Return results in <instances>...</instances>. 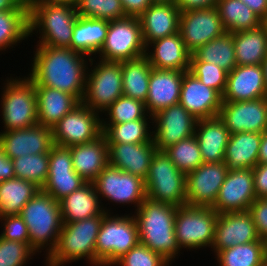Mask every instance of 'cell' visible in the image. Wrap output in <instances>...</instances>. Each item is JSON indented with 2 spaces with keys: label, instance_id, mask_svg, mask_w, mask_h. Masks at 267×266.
Masks as SVG:
<instances>
[{
  "label": "cell",
  "instance_id": "cell-1",
  "mask_svg": "<svg viewBox=\"0 0 267 266\" xmlns=\"http://www.w3.org/2000/svg\"><path fill=\"white\" fill-rule=\"evenodd\" d=\"M28 78L35 86H47L73 95L79 102L85 92L86 71L94 58H89L70 48L36 45Z\"/></svg>",
  "mask_w": 267,
  "mask_h": 266
},
{
  "label": "cell",
  "instance_id": "cell-2",
  "mask_svg": "<svg viewBox=\"0 0 267 266\" xmlns=\"http://www.w3.org/2000/svg\"><path fill=\"white\" fill-rule=\"evenodd\" d=\"M177 208L146 197L134 216L140 243L162 255L170 265L181 251L174 229Z\"/></svg>",
  "mask_w": 267,
  "mask_h": 266
},
{
  "label": "cell",
  "instance_id": "cell-3",
  "mask_svg": "<svg viewBox=\"0 0 267 266\" xmlns=\"http://www.w3.org/2000/svg\"><path fill=\"white\" fill-rule=\"evenodd\" d=\"M28 6L29 35L39 31L37 45L70 48L74 25L79 16L75 2L45 1L28 3Z\"/></svg>",
  "mask_w": 267,
  "mask_h": 266
},
{
  "label": "cell",
  "instance_id": "cell-4",
  "mask_svg": "<svg viewBox=\"0 0 267 266\" xmlns=\"http://www.w3.org/2000/svg\"><path fill=\"white\" fill-rule=\"evenodd\" d=\"M107 212L76 221L63 223L54 250L45 260L46 266H64L65 264L85 259L96 266L95 246L97 235Z\"/></svg>",
  "mask_w": 267,
  "mask_h": 266
},
{
  "label": "cell",
  "instance_id": "cell-5",
  "mask_svg": "<svg viewBox=\"0 0 267 266\" xmlns=\"http://www.w3.org/2000/svg\"><path fill=\"white\" fill-rule=\"evenodd\" d=\"M20 216L28 228L30 248L35 253H41L40 250L45 247L46 256H49L57 244L63 225L60 203L40 189L24 205Z\"/></svg>",
  "mask_w": 267,
  "mask_h": 266
},
{
  "label": "cell",
  "instance_id": "cell-6",
  "mask_svg": "<svg viewBox=\"0 0 267 266\" xmlns=\"http://www.w3.org/2000/svg\"><path fill=\"white\" fill-rule=\"evenodd\" d=\"M110 215V212L104 215L97 235L96 266H113L140 242L135 213L132 216Z\"/></svg>",
  "mask_w": 267,
  "mask_h": 266
},
{
  "label": "cell",
  "instance_id": "cell-7",
  "mask_svg": "<svg viewBox=\"0 0 267 266\" xmlns=\"http://www.w3.org/2000/svg\"><path fill=\"white\" fill-rule=\"evenodd\" d=\"M4 84L0 101L4 131L29 128L38 124L34 83L25 76L8 78Z\"/></svg>",
  "mask_w": 267,
  "mask_h": 266
},
{
  "label": "cell",
  "instance_id": "cell-8",
  "mask_svg": "<svg viewBox=\"0 0 267 266\" xmlns=\"http://www.w3.org/2000/svg\"><path fill=\"white\" fill-rule=\"evenodd\" d=\"M147 198L174 206L186 205V174L181 172L165 151H156L145 179Z\"/></svg>",
  "mask_w": 267,
  "mask_h": 266
},
{
  "label": "cell",
  "instance_id": "cell-9",
  "mask_svg": "<svg viewBox=\"0 0 267 266\" xmlns=\"http://www.w3.org/2000/svg\"><path fill=\"white\" fill-rule=\"evenodd\" d=\"M218 213L212 207L179 206L175 216V236L180 249L212 247Z\"/></svg>",
  "mask_w": 267,
  "mask_h": 266
},
{
  "label": "cell",
  "instance_id": "cell-10",
  "mask_svg": "<svg viewBox=\"0 0 267 266\" xmlns=\"http://www.w3.org/2000/svg\"><path fill=\"white\" fill-rule=\"evenodd\" d=\"M95 64L86 71L85 92L81 102L102 114L123 95L122 62L99 60Z\"/></svg>",
  "mask_w": 267,
  "mask_h": 266
},
{
  "label": "cell",
  "instance_id": "cell-11",
  "mask_svg": "<svg viewBox=\"0 0 267 266\" xmlns=\"http://www.w3.org/2000/svg\"><path fill=\"white\" fill-rule=\"evenodd\" d=\"M145 52L140 20L127 16L109 21L106 39L97 54L102 61L123 62L142 57Z\"/></svg>",
  "mask_w": 267,
  "mask_h": 266
},
{
  "label": "cell",
  "instance_id": "cell-12",
  "mask_svg": "<svg viewBox=\"0 0 267 266\" xmlns=\"http://www.w3.org/2000/svg\"><path fill=\"white\" fill-rule=\"evenodd\" d=\"M99 116L80 102L52 127L54 144L70 147L94 141L102 135Z\"/></svg>",
  "mask_w": 267,
  "mask_h": 266
},
{
  "label": "cell",
  "instance_id": "cell-13",
  "mask_svg": "<svg viewBox=\"0 0 267 266\" xmlns=\"http://www.w3.org/2000/svg\"><path fill=\"white\" fill-rule=\"evenodd\" d=\"M99 198L119 204H134L139 208L146 196L145 180L107 165L93 181Z\"/></svg>",
  "mask_w": 267,
  "mask_h": 266
},
{
  "label": "cell",
  "instance_id": "cell-14",
  "mask_svg": "<svg viewBox=\"0 0 267 266\" xmlns=\"http://www.w3.org/2000/svg\"><path fill=\"white\" fill-rule=\"evenodd\" d=\"M152 140L158 151L195 134L197 119L180 103L164 108L153 115Z\"/></svg>",
  "mask_w": 267,
  "mask_h": 266
},
{
  "label": "cell",
  "instance_id": "cell-15",
  "mask_svg": "<svg viewBox=\"0 0 267 266\" xmlns=\"http://www.w3.org/2000/svg\"><path fill=\"white\" fill-rule=\"evenodd\" d=\"M225 32L216 7L180 12L179 33L191 54Z\"/></svg>",
  "mask_w": 267,
  "mask_h": 266
},
{
  "label": "cell",
  "instance_id": "cell-16",
  "mask_svg": "<svg viewBox=\"0 0 267 266\" xmlns=\"http://www.w3.org/2000/svg\"><path fill=\"white\" fill-rule=\"evenodd\" d=\"M224 162L202 163L186 175V205L212 207L225 180Z\"/></svg>",
  "mask_w": 267,
  "mask_h": 266
},
{
  "label": "cell",
  "instance_id": "cell-17",
  "mask_svg": "<svg viewBox=\"0 0 267 266\" xmlns=\"http://www.w3.org/2000/svg\"><path fill=\"white\" fill-rule=\"evenodd\" d=\"M230 134L267 131V97L251 101H222L218 114Z\"/></svg>",
  "mask_w": 267,
  "mask_h": 266
},
{
  "label": "cell",
  "instance_id": "cell-18",
  "mask_svg": "<svg viewBox=\"0 0 267 266\" xmlns=\"http://www.w3.org/2000/svg\"><path fill=\"white\" fill-rule=\"evenodd\" d=\"M48 167L47 180L41 189L58 202L87 183L74 171L69 147L54 144L49 150Z\"/></svg>",
  "mask_w": 267,
  "mask_h": 266
},
{
  "label": "cell",
  "instance_id": "cell-19",
  "mask_svg": "<svg viewBox=\"0 0 267 266\" xmlns=\"http://www.w3.org/2000/svg\"><path fill=\"white\" fill-rule=\"evenodd\" d=\"M256 199L252 169L228 170L212 208L218 214L248 211Z\"/></svg>",
  "mask_w": 267,
  "mask_h": 266
},
{
  "label": "cell",
  "instance_id": "cell-20",
  "mask_svg": "<svg viewBox=\"0 0 267 266\" xmlns=\"http://www.w3.org/2000/svg\"><path fill=\"white\" fill-rule=\"evenodd\" d=\"M252 241L262 240L248 211L218 214L214 243L211 247L214 255L220 250Z\"/></svg>",
  "mask_w": 267,
  "mask_h": 266
},
{
  "label": "cell",
  "instance_id": "cell-21",
  "mask_svg": "<svg viewBox=\"0 0 267 266\" xmlns=\"http://www.w3.org/2000/svg\"><path fill=\"white\" fill-rule=\"evenodd\" d=\"M4 154L11 159L29 154L49 153L54 145L52 128L36 124L29 128L0 132Z\"/></svg>",
  "mask_w": 267,
  "mask_h": 266
},
{
  "label": "cell",
  "instance_id": "cell-22",
  "mask_svg": "<svg viewBox=\"0 0 267 266\" xmlns=\"http://www.w3.org/2000/svg\"><path fill=\"white\" fill-rule=\"evenodd\" d=\"M179 103L197 120L206 119L218 116L222 96L188 70L184 72Z\"/></svg>",
  "mask_w": 267,
  "mask_h": 266
},
{
  "label": "cell",
  "instance_id": "cell-23",
  "mask_svg": "<svg viewBox=\"0 0 267 266\" xmlns=\"http://www.w3.org/2000/svg\"><path fill=\"white\" fill-rule=\"evenodd\" d=\"M266 96L261 65L236 66L227 75L222 101H251Z\"/></svg>",
  "mask_w": 267,
  "mask_h": 266
},
{
  "label": "cell",
  "instance_id": "cell-24",
  "mask_svg": "<svg viewBox=\"0 0 267 266\" xmlns=\"http://www.w3.org/2000/svg\"><path fill=\"white\" fill-rule=\"evenodd\" d=\"M185 71L152 68L145 107L149 115L178 104Z\"/></svg>",
  "mask_w": 267,
  "mask_h": 266
},
{
  "label": "cell",
  "instance_id": "cell-25",
  "mask_svg": "<svg viewBox=\"0 0 267 266\" xmlns=\"http://www.w3.org/2000/svg\"><path fill=\"white\" fill-rule=\"evenodd\" d=\"M109 165L146 179L152 158L157 151L153 142L107 143Z\"/></svg>",
  "mask_w": 267,
  "mask_h": 266
},
{
  "label": "cell",
  "instance_id": "cell-26",
  "mask_svg": "<svg viewBox=\"0 0 267 266\" xmlns=\"http://www.w3.org/2000/svg\"><path fill=\"white\" fill-rule=\"evenodd\" d=\"M150 46L153 47L152 51ZM145 56L155 69L179 71L190 69L191 53L186 49L179 32L149 43Z\"/></svg>",
  "mask_w": 267,
  "mask_h": 266
},
{
  "label": "cell",
  "instance_id": "cell-27",
  "mask_svg": "<svg viewBox=\"0 0 267 266\" xmlns=\"http://www.w3.org/2000/svg\"><path fill=\"white\" fill-rule=\"evenodd\" d=\"M180 9L176 3H152L138 18L145 46L179 32Z\"/></svg>",
  "mask_w": 267,
  "mask_h": 266
},
{
  "label": "cell",
  "instance_id": "cell-28",
  "mask_svg": "<svg viewBox=\"0 0 267 266\" xmlns=\"http://www.w3.org/2000/svg\"><path fill=\"white\" fill-rule=\"evenodd\" d=\"M69 148L73 169L86 182H93L109 164L108 145L103 134L94 141Z\"/></svg>",
  "mask_w": 267,
  "mask_h": 266
},
{
  "label": "cell",
  "instance_id": "cell-29",
  "mask_svg": "<svg viewBox=\"0 0 267 266\" xmlns=\"http://www.w3.org/2000/svg\"><path fill=\"white\" fill-rule=\"evenodd\" d=\"M194 135L203 163L224 162L230 132L219 116L197 120Z\"/></svg>",
  "mask_w": 267,
  "mask_h": 266
},
{
  "label": "cell",
  "instance_id": "cell-30",
  "mask_svg": "<svg viewBox=\"0 0 267 266\" xmlns=\"http://www.w3.org/2000/svg\"><path fill=\"white\" fill-rule=\"evenodd\" d=\"M101 201L93 182H87L59 201L63 223L91 218L104 211L109 213L110 210L105 209Z\"/></svg>",
  "mask_w": 267,
  "mask_h": 266
},
{
  "label": "cell",
  "instance_id": "cell-31",
  "mask_svg": "<svg viewBox=\"0 0 267 266\" xmlns=\"http://www.w3.org/2000/svg\"><path fill=\"white\" fill-rule=\"evenodd\" d=\"M38 124L52 128L80 102L71 94L47 86H35Z\"/></svg>",
  "mask_w": 267,
  "mask_h": 266
},
{
  "label": "cell",
  "instance_id": "cell-32",
  "mask_svg": "<svg viewBox=\"0 0 267 266\" xmlns=\"http://www.w3.org/2000/svg\"><path fill=\"white\" fill-rule=\"evenodd\" d=\"M262 133L240 132L230 134L224 163L228 170L253 169L258 164Z\"/></svg>",
  "mask_w": 267,
  "mask_h": 266
},
{
  "label": "cell",
  "instance_id": "cell-33",
  "mask_svg": "<svg viewBox=\"0 0 267 266\" xmlns=\"http://www.w3.org/2000/svg\"><path fill=\"white\" fill-rule=\"evenodd\" d=\"M108 20L78 16L73 29L70 49L88 58L97 55L107 36Z\"/></svg>",
  "mask_w": 267,
  "mask_h": 266
},
{
  "label": "cell",
  "instance_id": "cell-34",
  "mask_svg": "<svg viewBox=\"0 0 267 266\" xmlns=\"http://www.w3.org/2000/svg\"><path fill=\"white\" fill-rule=\"evenodd\" d=\"M237 66L261 65L267 56V33L259 27L247 31L233 32Z\"/></svg>",
  "mask_w": 267,
  "mask_h": 266
},
{
  "label": "cell",
  "instance_id": "cell-35",
  "mask_svg": "<svg viewBox=\"0 0 267 266\" xmlns=\"http://www.w3.org/2000/svg\"><path fill=\"white\" fill-rule=\"evenodd\" d=\"M190 61L213 63L231 72L237 66L232 33L226 31L199 47L191 54Z\"/></svg>",
  "mask_w": 267,
  "mask_h": 266
},
{
  "label": "cell",
  "instance_id": "cell-36",
  "mask_svg": "<svg viewBox=\"0 0 267 266\" xmlns=\"http://www.w3.org/2000/svg\"><path fill=\"white\" fill-rule=\"evenodd\" d=\"M40 188L33 182L12 178L0 183V217L20 215L24 205Z\"/></svg>",
  "mask_w": 267,
  "mask_h": 266
},
{
  "label": "cell",
  "instance_id": "cell-37",
  "mask_svg": "<svg viewBox=\"0 0 267 266\" xmlns=\"http://www.w3.org/2000/svg\"><path fill=\"white\" fill-rule=\"evenodd\" d=\"M215 7L227 32L247 31L262 25V19L240 0H218Z\"/></svg>",
  "mask_w": 267,
  "mask_h": 266
},
{
  "label": "cell",
  "instance_id": "cell-38",
  "mask_svg": "<svg viewBox=\"0 0 267 266\" xmlns=\"http://www.w3.org/2000/svg\"><path fill=\"white\" fill-rule=\"evenodd\" d=\"M152 66L142 57L122 62L123 95L145 103L149 91Z\"/></svg>",
  "mask_w": 267,
  "mask_h": 266
},
{
  "label": "cell",
  "instance_id": "cell-39",
  "mask_svg": "<svg viewBox=\"0 0 267 266\" xmlns=\"http://www.w3.org/2000/svg\"><path fill=\"white\" fill-rule=\"evenodd\" d=\"M153 118H142L120 124H102V134L107 143H145L153 142L148 123ZM148 121V122H147Z\"/></svg>",
  "mask_w": 267,
  "mask_h": 266
},
{
  "label": "cell",
  "instance_id": "cell-40",
  "mask_svg": "<svg viewBox=\"0 0 267 266\" xmlns=\"http://www.w3.org/2000/svg\"><path fill=\"white\" fill-rule=\"evenodd\" d=\"M29 35V10L0 11V51L13 48Z\"/></svg>",
  "mask_w": 267,
  "mask_h": 266
},
{
  "label": "cell",
  "instance_id": "cell-41",
  "mask_svg": "<svg viewBox=\"0 0 267 266\" xmlns=\"http://www.w3.org/2000/svg\"><path fill=\"white\" fill-rule=\"evenodd\" d=\"M219 266H262L265 263L264 241H252L220 250Z\"/></svg>",
  "mask_w": 267,
  "mask_h": 266
},
{
  "label": "cell",
  "instance_id": "cell-42",
  "mask_svg": "<svg viewBox=\"0 0 267 266\" xmlns=\"http://www.w3.org/2000/svg\"><path fill=\"white\" fill-rule=\"evenodd\" d=\"M15 177L33 182L40 189L46 183L49 153L29 154L12 159Z\"/></svg>",
  "mask_w": 267,
  "mask_h": 266
},
{
  "label": "cell",
  "instance_id": "cell-43",
  "mask_svg": "<svg viewBox=\"0 0 267 266\" xmlns=\"http://www.w3.org/2000/svg\"><path fill=\"white\" fill-rule=\"evenodd\" d=\"M164 151L175 166L186 175L203 163L195 135L169 146Z\"/></svg>",
  "mask_w": 267,
  "mask_h": 266
},
{
  "label": "cell",
  "instance_id": "cell-44",
  "mask_svg": "<svg viewBox=\"0 0 267 266\" xmlns=\"http://www.w3.org/2000/svg\"><path fill=\"white\" fill-rule=\"evenodd\" d=\"M104 113L105 115L107 113L108 121L102 118V124H120L142 118H153L148 115L144 102L125 95L112 103Z\"/></svg>",
  "mask_w": 267,
  "mask_h": 266
},
{
  "label": "cell",
  "instance_id": "cell-45",
  "mask_svg": "<svg viewBox=\"0 0 267 266\" xmlns=\"http://www.w3.org/2000/svg\"><path fill=\"white\" fill-rule=\"evenodd\" d=\"M76 10L81 17L102 20H119L127 17L121 0H74Z\"/></svg>",
  "mask_w": 267,
  "mask_h": 266
},
{
  "label": "cell",
  "instance_id": "cell-46",
  "mask_svg": "<svg viewBox=\"0 0 267 266\" xmlns=\"http://www.w3.org/2000/svg\"><path fill=\"white\" fill-rule=\"evenodd\" d=\"M189 71L194 74L204 85L213 88L223 95L228 72L216 64L203 61H190Z\"/></svg>",
  "mask_w": 267,
  "mask_h": 266
},
{
  "label": "cell",
  "instance_id": "cell-47",
  "mask_svg": "<svg viewBox=\"0 0 267 266\" xmlns=\"http://www.w3.org/2000/svg\"><path fill=\"white\" fill-rule=\"evenodd\" d=\"M169 263L162 255L139 242L119 258L113 266H169Z\"/></svg>",
  "mask_w": 267,
  "mask_h": 266
},
{
  "label": "cell",
  "instance_id": "cell-48",
  "mask_svg": "<svg viewBox=\"0 0 267 266\" xmlns=\"http://www.w3.org/2000/svg\"><path fill=\"white\" fill-rule=\"evenodd\" d=\"M36 253L30 243L6 240L0 236V266H25Z\"/></svg>",
  "mask_w": 267,
  "mask_h": 266
},
{
  "label": "cell",
  "instance_id": "cell-49",
  "mask_svg": "<svg viewBox=\"0 0 267 266\" xmlns=\"http://www.w3.org/2000/svg\"><path fill=\"white\" fill-rule=\"evenodd\" d=\"M3 231L0 236L6 240L21 243H30L28 228L20 215H7L0 217ZM4 221V222H3Z\"/></svg>",
  "mask_w": 267,
  "mask_h": 266
},
{
  "label": "cell",
  "instance_id": "cell-50",
  "mask_svg": "<svg viewBox=\"0 0 267 266\" xmlns=\"http://www.w3.org/2000/svg\"><path fill=\"white\" fill-rule=\"evenodd\" d=\"M248 212L251 214L260 239L264 241L267 239V200L257 198L250 205Z\"/></svg>",
  "mask_w": 267,
  "mask_h": 266
},
{
  "label": "cell",
  "instance_id": "cell-51",
  "mask_svg": "<svg viewBox=\"0 0 267 266\" xmlns=\"http://www.w3.org/2000/svg\"><path fill=\"white\" fill-rule=\"evenodd\" d=\"M254 188L257 198L267 196V163H258L253 169Z\"/></svg>",
  "mask_w": 267,
  "mask_h": 266
},
{
  "label": "cell",
  "instance_id": "cell-52",
  "mask_svg": "<svg viewBox=\"0 0 267 266\" xmlns=\"http://www.w3.org/2000/svg\"><path fill=\"white\" fill-rule=\"evenodd\" d=\"M124 12L129 17H139L151 4V0H121Z\"/></svg>",
  "mask_w": 267,
  "mask_h": 266
},
{
  "label": "cell",
  "instance_id": "cell-53",
  "mask_svg": "<svg viewBox=\"0 0 267 266\" xmlns=\"http://www.w3.org/2000/svg\"><path fill=\"white\" fill-rule=\"evenodd\" d=\"M15 178L13 161L4 154L3 143L0 141V183Z\"/></svg>",
  "mask_w": 267,
  "mask_h": 266
},
{
  "label": "cell",
  "instance_id": "cell-54",
  "mask_svg": "<svg viewBox=\"0 0 267 266\" xmlns=\"http://www.w3.org/2000/svg\"><path fill=\"white\" fill-rule=\"evenodd\" d=\"M218 0H177L180 11H190L201 8L215 7Z\"/></svg>",
  "mask_w": 267,
  "mask_h": 266
},
{
  "label": "cell",
  "instance_id": "cell-55",
  "mask_svg": "<svg viewBox=\"0 0 267 266\" xmlns=\"http://www.w3.org/2000/svg\"><path fill=\"white\" fill-rule=\"evenodd\" d=\"M244 2L261 19L267 15V0H240Z\"/></svg>",
  "mask_w": 267,
  "mask_h": 266
},
{
  "label": "cell",
  "instance_id": "cell-56",
  "mask_svg": "<svg viewBox=\"0 0 267 266\" xmlns=\"http://www.w3.org/2000/svg\"><path fill=\"white\" fill-rule=\"evenodd\" d=\"M29 10L26 0H0V11Z\"/></svg>",
  "mask_w": 267,
  "mask_h": 266
},
{
  "label": "cell",
  "instance_id": "cell-57",
  "mask_svg": "<svg viewBox=\"0 0 267 266\" xmlns=\"http://www.w3.org/2000/svg\"><path fill=\"white\" fill-rule=\"evenodd\" d=\"M258 163H267V131L262 133L260 149L258 152Z\"/></svg>",
  "mask_w": 267,
  "mask_h": 266
},
{
  "label": "cell",
  "instance_id": "cell-58",
  "mask_svg": "<svg viewBox=\"0 0 267 266\" xmlns=\"http://www.w3.org/2000/svg\"><path fill=\"white\" fill-rule=\"evenodd\" d=\"M263 75H264V84L266 88V96H267V56L264 58L261 64Z\"/></svg>",
  "mask_w": 267,
  "mask_h": 266
},
{
  "label": "cell",
  "instance_id": "cell-59",
  "mask_svg": "<svg viewBox=\"0 0 267 266\" xmlns=\"http://www.w3.org/2000/svg\"><path fill=\"white\" fill-rule=\"evenodd\" d=\"M152 3H176L177 0H151Z\"/></svg>",
  "mask_w": 267,
  "mask_h": 266
},
{
  "label": "cell",
  "instance_id": "cell-60",
  "mask_svg": "<svg viewBox=\"0 0 267 266\" xmlns=\"http://www.w3.org/2000/svg\"><path fill=\"white\" fill-rule=\"evenodd\" d=\"M28 3L45 2V1H68V0H26Z\"/></svg>",
  "mask_w": 267,
  "mask_h": 266
},
{
  "label": "cell",
  "instance_id": "cell-61",
  "mask_svg": "<svg viewBox=\"0 0 267 266\" xmlns=\"http://www.w3.org/2000/svg\"><path fill=\"white\" fill-rule=\"evenodd\" d=\"M262 26L265 28L267 33V15L262 19Z\"/></svg>",
  "mask_w": 267,
  "mask_h": 266
},
{
  "label": "cell",
  "instance_id": "cell-62",
  "mask_svg": "<svg viewBox=\"0 0 267 266\" xmlns=\"http://www.w3.org/2000/svg\"><path fill=\"white\" fill-rule=\"evenodd\" d=\"M265 262L267 263V239L264 240Z\"/></svg>",
  "mask_w": 267,
  "mask_h": 266
}]
</instances>
